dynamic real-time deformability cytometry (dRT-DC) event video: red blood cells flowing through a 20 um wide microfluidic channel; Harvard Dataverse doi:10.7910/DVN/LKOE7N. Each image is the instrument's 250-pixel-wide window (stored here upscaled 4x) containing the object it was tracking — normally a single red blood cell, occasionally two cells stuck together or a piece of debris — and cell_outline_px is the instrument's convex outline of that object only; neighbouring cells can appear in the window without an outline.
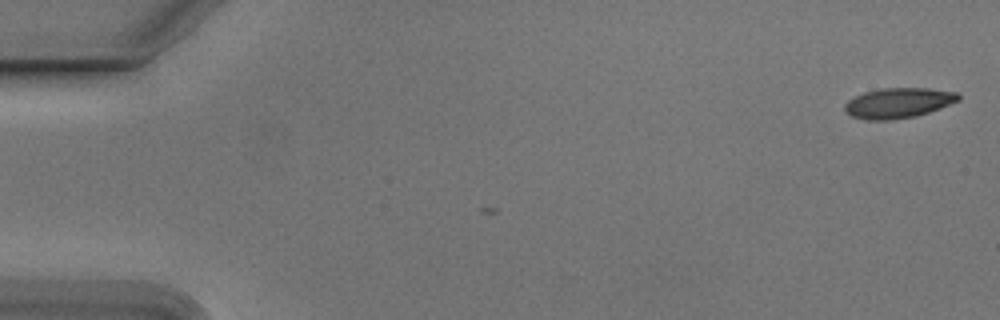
{"species": "Egyptian fruit bat (a non-hibernating species)", "species_latin": "Rousettus aegyptiacus", "temperature_condition": "cold", "stored_images_in_passage": 3, "camera_frame_rate_fps": 3000, "um_per_image_px": 0.085, "animal": {"sex": "male"}, "frame": {"image": 1, "passage_image": 1, "time_ms": 0.0, "image_size_px": [1000, 320], "cell_outline_px": [[960, 100], [940, 108], [916, 116], [888, 120], [868, 120], [852, 116], [844, 112], [844, 104], [848, 100], [864, 92], [884, 88], [928, 88], [956, 92], [960, 96]], "centroid_in_image_um": [76.34, 8.75], "position_along_channel_um": 8.7, "area_um2": 19.94}}